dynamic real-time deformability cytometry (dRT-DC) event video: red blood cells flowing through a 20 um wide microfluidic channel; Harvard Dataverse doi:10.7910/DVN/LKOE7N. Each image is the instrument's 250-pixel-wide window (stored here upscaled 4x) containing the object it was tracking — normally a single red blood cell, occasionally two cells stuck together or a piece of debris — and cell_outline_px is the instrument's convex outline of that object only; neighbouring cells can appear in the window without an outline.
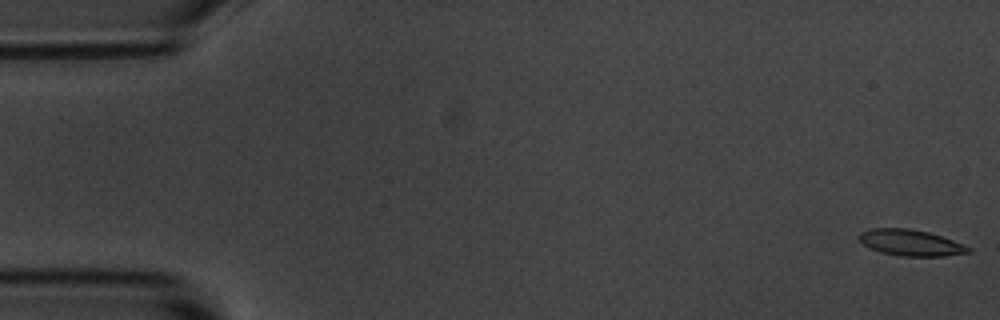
{"species": "common noctule bat (a hibernating species)", "species_latin": "Nyctalus noctula", "temperature_condition": "room temperature", "stored_images_in_passage": 55, "camera_frame_rate_fps": 3000, "um_per_image_px": 0.085, "animal": {"sex": "male", "body_mass_g": 20.1, "forearm_length_mm": 53.5}, "frame": {"image": 1, "passage_image": 1, "time_ms": 0.0, "image_size_px": [1000, 320], "cell_outline_px": [[972, 252], [944, 256], [900, 256], [880, 252], [864, 244], [856, 236], [860, 232], [872, 228], [908, 228], [928, 232], [952, 240], [972, 248]], "centroid_in_image_um": [77.4, 20.63], "position_along_channel_um": 7.6, "area_um2": 16.59}}
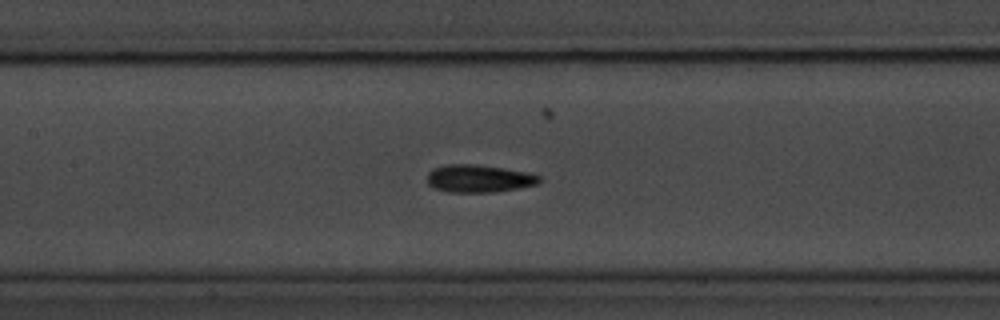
{"frame": {"image": 2, "passage_image": 25, "time_ms": 8.0, "image_size_px": [1000, 320], "cell_outline_px": [[540, 180], [536, 184], [496, 192], [448, 192], [432, 188], [428, 184], [428, 172], [432, 168], [448, 164], [476, 164], [528, 172], [540, 176]], "centroid_in_image_um": [40.65, 15.17], "position_along_channel_um": 166.7, "area_um2": 18.03}}
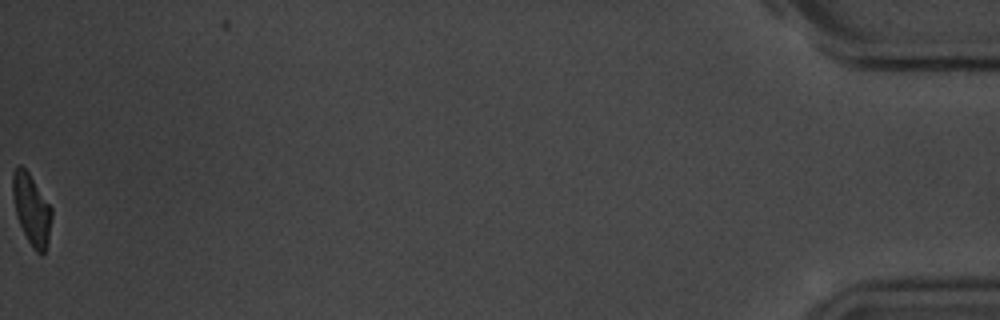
{"frame": {"image": 3, "passage_image": 55, "time_ms": 18.0, "image_size_px": [1000, 320], "cell_outline_px": [[52, 216], [48, 240], [44, 252], [40, 256], [32, 248], [16, 216], [12, 196], [12, 172], [20, 164], [28, 172], [52, 208]], "centroid_in_image_um": [2.67, 17.8], "position_along_channel_um": 432.5, "area_um2": 16.01}, "authors_computed_cell_mechanics": {"area_um2": 17.1088, "velocity_mm_per_s": 3.6733, "shape_relaxation_time_tau1_ms": 2.979, "shape_relaxation_time_tau2_ms": 2.6654, "deformation_change_tau1": 0.114, "deformation_change_tau2": 0.0984}}